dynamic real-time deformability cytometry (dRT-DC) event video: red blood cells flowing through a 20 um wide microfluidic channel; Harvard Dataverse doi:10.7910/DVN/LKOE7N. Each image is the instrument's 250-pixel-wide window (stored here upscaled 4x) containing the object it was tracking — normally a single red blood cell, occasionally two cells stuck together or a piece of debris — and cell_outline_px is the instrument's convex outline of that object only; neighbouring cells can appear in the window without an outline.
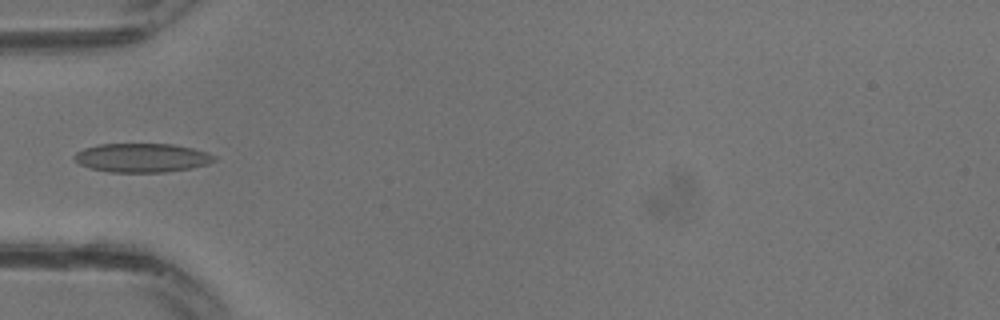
{"species": "common noctule bat (a hibernating species)", "species_latin": "Nyctalus noctula", "temperature_condition": "warm", "stored_images_in_passage": 7, "camera_frame_rate_fps": 3000, "um_per_image_px": 0.085, "animal": {"sex": "male", "body_mass_g": 13.3}, "frame": {"image": 1, "passage_image": 4, "time_ms": 1.0, "image_size_px": [1000, 320], "cell_outline_px": [[216, 160], [208, 164], [192, 168], [168, 172], [108, 172], [92, 168], [80, 164], [72, 156], [76, 152], [84, 148], [100, 144], [172, 144], [192, 148], [216, 156]], "centroid_in_image_um": [12.07, 13.41], "position_along_channel_um": 72.9, "area_um2": 23.52}}
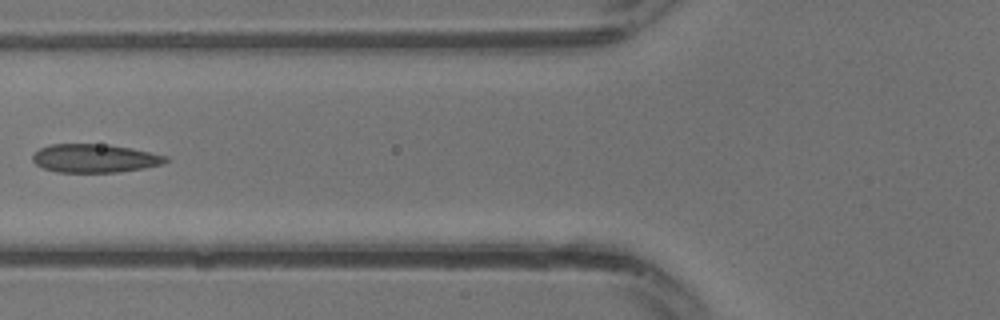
{"frame": {"image": 2, "passage_image": 6, "time_ms": 1.667, "image_size_px": [1000, 320], "cell_outline_px": [[172, 160], [164, 164], [144, 168], [116, 172], [56, 172], [44, 168], [36, 164], [32, 160], [32, 156], [40, 148], [52, 144], [108, 144], [132, 148], [168, 156]], "centroid_in_image_um": [8.11, 13.45], "position_along_channel_um": 117.7, "area_um2": 22.2}}